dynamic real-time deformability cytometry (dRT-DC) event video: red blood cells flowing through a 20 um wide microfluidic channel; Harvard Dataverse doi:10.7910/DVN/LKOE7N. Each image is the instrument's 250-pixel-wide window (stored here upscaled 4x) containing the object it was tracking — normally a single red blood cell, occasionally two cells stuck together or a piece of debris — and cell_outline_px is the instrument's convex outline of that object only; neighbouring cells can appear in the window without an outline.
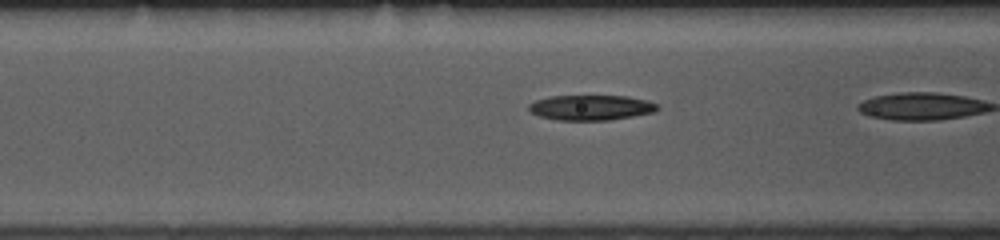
{"species": "common noctule bat (a hibernating species)", "species_latin": "Nyctalus noctula", "temperature_condition": "room temperature", "stored_images_in_passage": 23, "camera_frame_rate_fps": 3000, "um_per_image_px": 0.085, "animal": {"sex": "female", "body_mass_g": 10.0, "forearm_length_mm": 53.1}, "frame": {"image": 1, "passage_image": 17, "time_ms": 5.333, "image_size_px": [1000, 240], "cell_outline_px": [[660, 108], [656, 112], [608, 120], [556, 120], [540, 116], [532, 112], [528, 108], [528, 104], [536, 100], [548, 96], [628, 96], [644, 100], [656, 104]], "centroid_in_image_um": [50.22, 9.14], "position_along_channel_um": 116.4, "area_um2": 18.79}}
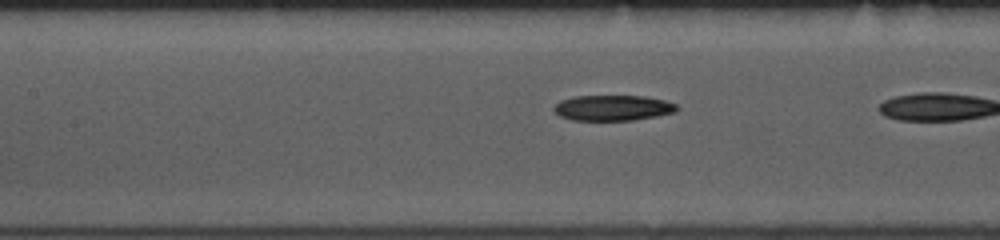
{"frame": {"image": 2, "passage_image": 20, "time_ms": 6.333, "image_size_px": [1000, 240], "cell_outline_px": [[680, 108], [676, 112], [656, 116], [632, 120], [572, 120], [560, 116], [552, 108], [560, 100], [576, 96], [644, 96], [664, 100], [676, 104]], "centroid_in_image_um": [52.1, 9.17], "position_along_channel_um": 155.3, "area_um2": 18.26}}